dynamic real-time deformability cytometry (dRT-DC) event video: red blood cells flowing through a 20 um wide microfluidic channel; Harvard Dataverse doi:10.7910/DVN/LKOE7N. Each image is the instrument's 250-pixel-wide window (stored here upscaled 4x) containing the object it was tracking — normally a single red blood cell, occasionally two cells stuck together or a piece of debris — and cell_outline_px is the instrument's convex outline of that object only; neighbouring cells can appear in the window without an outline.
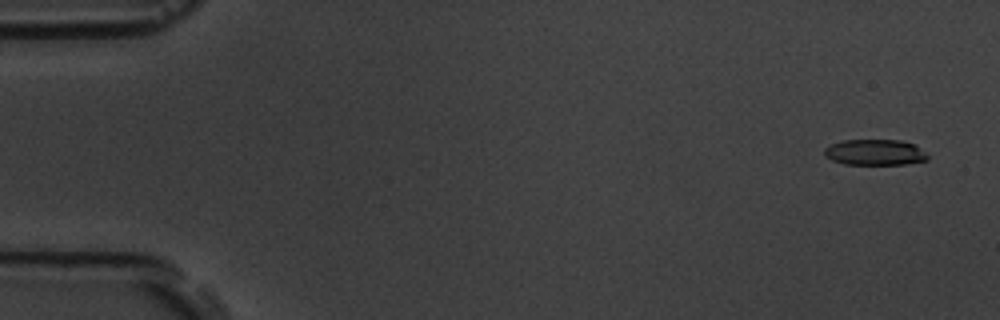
{"species": "common noctule bat (a hibernating species)", "species_latin": "Nyctalus noctula", "temperature_condition": "room temperature", "stored_images_in_passage": 53, "camera_frame_rate_fps": 3000, "um_per_image_px": 0.085, "animal": {"sex": "male", "body_mass_g": 19.5, "forearm_length_mm": 54.6}, "frame": {"image": 1, "passage_image": 1, "time_ms": 0.0, "image_size_px": [1000, 320], "cell_outline_px": [[928, 160], [904, 164], [844, 164], [832, 160], [824, 156], [824, 148], [832, 144], [844, 140], [900, 140], [916, 144], [928, 156]], "centroid_in_image_um": [74.37, 12.94], "position_along_channel_um": 10.6, "area_um2": 15.55}}
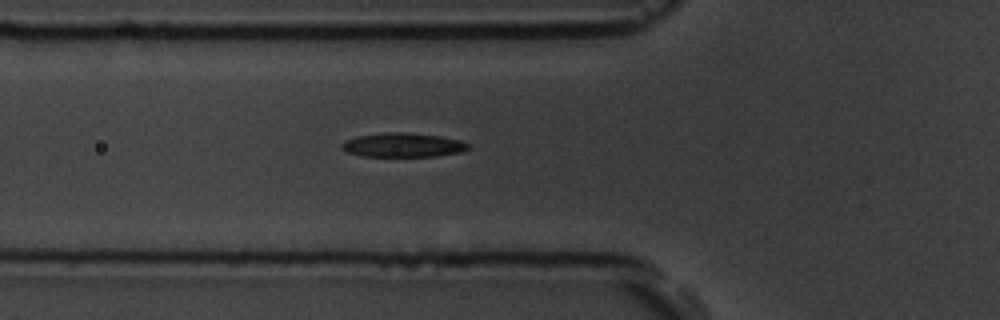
{"frame": {"image": 2, "passage_image": 18, "time_ms": 5.667, "image_size_px": [1000, 320], "cell_outline_px": [[468, 148], [460, 152], [436, 156], [364, 156], [348, 152], [340, 148], [340, 144], [344, 140], [356, 136], [384, 132], [404, 132], [440, 136], [460, 140], [468, 144]], "centroid_in_image_um": [34.19, 12.32], "position_along_channel_um": 91.6, "area_um2": 17.74}}
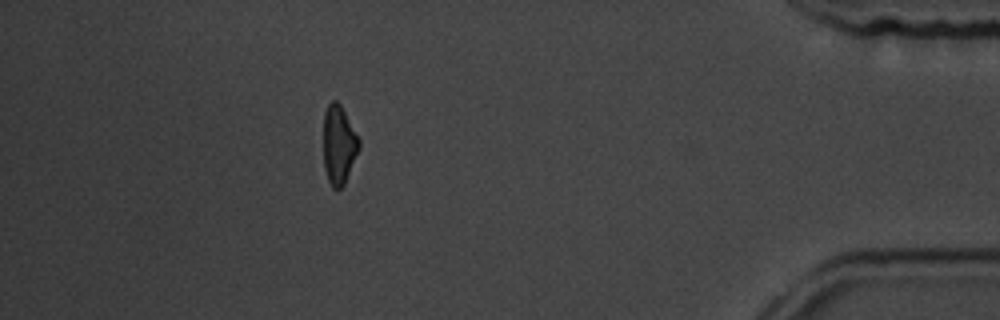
{"frame": {"image": 3, "passage_image": 47, "time_ms": 15.333, "image_size_px": [1000, 320], "cell_outline_px": [[360, 148], [344, 184], [340, 188], [332, 188], [328, 180], [324, 168], [324, 112], [328, 104], [332, 100], [336, 100], [340, 104], [360, 140]], "centroid_in_image_um": [28.8, 12.3], "position_along_channel_um": 406.4, "area_um2": 16.24}, "authors_computed_cell_mechanics": {"area_um2": 17.4556, "velocity_mm_per_s": 3.7775, "shape_relaxation_time_tau1_ms": 4.3203, "shape_relaxation_time_tau2_ms": 4.3335, "deformation_change_tau1": 0.1506, "deformation_change_tau2": 0.1242}}